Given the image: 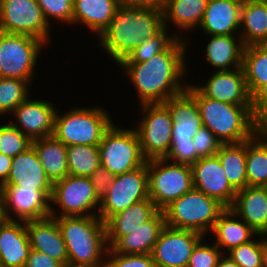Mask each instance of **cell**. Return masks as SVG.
Listing matches in <instances>:
<instances>
[{
	"label": "cell",
	"instance_id": "cell-1",
	"mask_svg": "<svg viewBox=\"0 0 267 267\" xmlns=\"http://www.w3.org/2000/svg\"><path fill=\"white\" fill-rule=\"evenodd\" d=\"M188 49L186 40L176 38L163 52L148 61L116 66L134 87L136 101H139L137 105L164 103L187 90L189 82L186 80H192L188 72L191 67L187 65L189 58H186L190 52Z\"/></svg>",
	"mask_w": 267,
	"mask_h": 267
},
{
	"label": "cell",
	"instance_id": "cell-2",
	"mask_svg": "<svg viewBox=\"0 0 267 267\" xmlns=\"http://www.w3.org/2000/svg\"><path fill=\"white\" fill-rule=\"evenodd\" d=\"M162 12L153 9L119 6L109 26L96 41L114 64H119L144 40L162 28Z\"/></svg>",
	"mask_w": 267,
	"mask_h": 267
},
{
	"label": "cell",
	"instance_id": "cell-3",
	"mask_svg": "<svg viewBox=\"0 0 267 267\" xmlns=\"http://www.w3.org/2000/svg\"><path fill=\"white\" fill-rule=\"evenodd\" d=\"M68 253V267H105L106 225L98 216L53 217Z\"/></svg>",
	"mask_w": 267,
	"mask_h": 267
},
{
	"label": "cell",
	"instance_id": "cell-4",
	"mask_svg": "<svg viewBox=\"0 0 267 267\" xmlns=\"http://www.w3.org/2000/svg\"><path fill=\"white\" fill-rule=\"evenodd\" d=\"M187 92L196 100L202 125L207 127L221 144L241 143L259 130L251 105L227 104L203 96L188 80Z\"/></svg>",
	"mask_w": 267,
	"mask_h": 267
},
{
	"label": "cell",
	"instance_id": "cell-5",
	"mask_svg": "<svg viewBox=\"0 0 267 267\" xmlns=\"http://www.w3.org/2000/svg\"><path fill=\"white\" fill-rule=\"evenodd\" d=\"M105 106H70L69 110L59 111L55 115L53 136L65 146H98L105 131L112 125L111 111ZM64 112V113H63Z\"/></svg>",
	"mask_w": 267,
	"mask_h": 267
},
{
	"label": "cell",
	"instance_id": "cell-6",
	"mask_svg": "<svg viewBox=\"0 0 267 267\" xmlns=\"http://www.w3.org/2000/svg\"><path fill=\"white\" fill-rule=\"evenodd\" d=\"M226 208L196 188H192L164 210L167 226L191 230L209 237L218 216Z\"/></svg>",
	"mask_w": 267,
	"mask_h": 267
},
{
	"label": "cell",
	"instance_id": "cell-7",
	"mask_svg": "<svg viewBox=\"0 0 267 267\" xmlns=\"http://www.w3.org/2000/svg\"><path fill=\"white\" fill-rule=\"evenodd\" d=\"M46 49L48 46L36 37L1 32L0 78H16L34 83V80H38L35 76L36 67H40L37 62H40L43 50Z\"/></svg>",
	"mask_w": 267,
	"mask_h": 267
},
{
	"label": "cell",
	"instance_id": "cell-8",
	"mask_svg": "<svg viewBox=\"0 0 267 267\" xmlns=\"http://www.w3.org/2000/svg\"><path fill=\"white\" fill-rule=\"evenodd\" d=\"M115 121L105 131L98 149L101 165L116 176L141 167L147 160L134 127H123Z\"/></svg>",
	"mask_w": 267,
	"mask_h": 267
},
{
	"label": "cell",
	"instance_id": "cell-9",
	"mask_svg": "<svg viewBox=\"0 0 267 267\" xmlns=\"http://www.w3.org/2000/svg\"><path fill=\"white\" fill-rule=\"evenodd\" d=\"M149 198L159 211L193 188L191 166L165 158L147 160Z\"/></svg>",
	"mask_w": 267,
	"mask_h": 267
},
{
	"label": "cell",
	"instance_id": "cell-10",
	"mask_svg": "<svg viewBox=\"0 0 267 267\" xmlns=\"http://www.w3.org/2000/svg\"><path fill=\"white\" fill-rule=\"evenodd\" d=\"M100 202L89 177L67 175L53 183L50 217L98 216Z\"/></svg>",
	"mask_w": 267,
	"mask_h": 267
},
{
	"label": "cell",
	"instance_id": "cell-11",
	"mask_svg": "<svg viewBox=\"0 0 267 267\" xmlns=\"http://www.w3.org/2000/svg\"><path fill=\"white\" fill-rule=\"evenodd\" d=\"M138 110L140 120L136 130L143 157L146 160L165 158L172 141L173 121L168 108L163 103L142 104Z\"/></svg>",
	"mask_w": 267,
	"mask_h": 267
},
{
	"label": "cell",
	"instance_id": "cell-12",
	"mask_svg": "<svg viewBox=\"0 0 267 267\" xmlns=\"http://www.w3.org/2000/svg\"><path fill=\"white\" fill-rule=\"evenodd\" d=\"M0 27L2 32L30 35L50 47L53 44L51 32L54 29L37 0H0Z\"/></svg>",
	"mask_w": 267,
	"mask_h": 267
},
{
	"label": "cell",
	"instance_id": "cell-13",
	"mask_svg": "<svg viewBox=\"0 0 267 267\" xmlns=\"http://www.w3.org/2000/svg\"><path fill=\"white\" fill-rule=\"evenodd\" d=\"M149 197L147 161L141 167L116 175L101 199L98 217L106 223L112 216Z\"/></svg>",
	"mask_w": 267,
	"mask_h": 267
},
{
	"label": "cell",
	"instance_id": "cell-14",
	"mask_svg": "<svg viewBox=\"0 0 267 267\" xmlns=\"http://www.w3.org/2000/svg\"><path fill=\"white\" fill-rule=\"evenodd\" d=\"M32 96L34 95L31 94L9 115V122L31 141L53 135L58 109L57 104L50 98L46 100Z\"/></svg>",
	"mask_w": 267,
	"mask_h": 267
},
{
	"label": "cell",
	"instance_id": "cell-15",
	"mask_svg": "<svg viewBox=\"0 0 267 267\" xmlns=\"http://www.w3.org/2000/svg\"><path fill=\"white\" fill-rule=\"evenodd\" d=\"M7 220L33 221L50 217V198L37 188L3 184L0 187Z\"/></svg>",
	"mask_w": 267,
	"mask_h": 267
},
{
	"label": "cell",
	"instance_id": "cell-16",
	"mask_svg": "<svg viewBox=\"0 0 267 267\" xmlns=\"http://www.w3.org/2000/svg\"><path fill=\"white\" fill-rule=\"evenodd\" d=\"M204 237L191 230L166 225L151 253L156 267H187L193 249Z\"/></svg>",
	"mask_w": 267,
	"mask_h": 267
},
{
	"label": "cell",
	"instance_id": "cell-17",
	"mask_svg": "<svg viewBox=\"0 0 267 267\" xmlns=\"http://www.w3.org/2000/svg\"><path fill=\"white\" fill-rule=\"evenodd\" d=\"M205 82L191 84L205 97L227 104L251 105V95L241 68L212 71Z\"/></svg>",
	"mask_w": 267,
	"mask_h": 267
},
{
	"label": "cell",
	"instance_id": "cell-18",
	"mask_svg": "<svg viewBox=\"0 0 267 267\" xmlns=\"http://www.w3.org/2000/svg\"><path fill=\"white\" fill-rule=\"evenodd\" d=\"M191 169L193 187L230 208L237 191L229 183L218 156L200 158Z\"/></svg>",
	"mask_w": 267,
	"mask_h": 267
},
{
	"label": "cell",
	"instance_id": "cell-19",
	"mask_svg": "<svg viewBox=\"0 0 267 267\" xmlns=\"http://www.w3.org/2000/svg\"><path fill=\"white\" fill-rule=\"evenodd\" d=\"M207 3L208 0H167L166 2L162 12L163 24L170 29L176 38L186 40L188 42V48H192L191 44H193L188 35L195 33L192 31H197Z\"/></svg>",
	"mask_w": 267,
	"mask_h": 267
},
{
	"label": "cell",
	"instance_id": "cell-20",
	"mask_svg": "<svg viewBox=\"0 0 267 267\" xmlns=\"http://www.w3.org/2000/svg\"><path fill=\"white\" fill-rule=\"evenodd\" d=\"M241 0H208L199 25L203 35H239Z\"/></svg>",
	"mask_w": 267,
	"mask_h": 267
},
{
	"label": "cell",
	"instance_id": "cell-21",
	"mask_svg": "<svg viewBox=\"0 0 267 267\" xmlns=\"http://www.w3.org/2000/svg\"><path fill=\"white\" fill-rule=\"evenodd\" d=\"M31 249L45 253L68 267V253L57 221L53 217L26 222Z\"/></svg>",
	"mask_w": 267,
	"mask_h": 267
},
{
	"label": "cell",
	"instance_id": "cell-22",
	"mask_svg": "<svg viewBox=\"0 0 267 267\" xmlns=\"http://www.w3.org/2000/svg\"><path fill=\"white\" fill-rule=\"evenodd\" d=\"M206 37L203 55L213 71L233 70L242 67L245 45L240 35H204ZM209 37V38H208Z\"/></svg>",
	"mask_w": 267,
	"mask_h": 267
},
{
	"label": "cell",
	"instance_id": "cell-23",
	"mask_svg": "<svg viewBox=\"0 0 267 267\" xmlns=\"http://www.w3.org/2000/svg\"><path fill=\"white\" fill-rule=\"evenodd\" d=\"M4 184L37 188L42 190L50 199L52 196L53 183L47 177L32 146L12 159L8 179Z\"/></svg>",
	"mask_w": 267,
	"mask_h": 267
},
{
	"label": "cell",
	"instance_id": "cell-24",
	"mask_svg": "<svg viewBox=\"0 0 267 267\" xmlns=\"http://www.w3.org/2000/svg\"><path fill=\"white\" fill-rule=\"evenodd\" d=\"M230 209L262 235L267 230V187L247 186L238 190Z\"/></svg>",
	"mask_w": 267,
	"mask_h": 267
},
{
	"label": "cell",
	"instance_id": "cell-25",
	"mask_svg": "<svg viewBox=\"0 0 267 267\" xmlns=\"http://www.w3.org/2000/svg\"><path fill=\"white\" fill-rule=\"evenodd\" d=\"M163 104L172 117V140H192L203 126L196 100L185 91L169 98Z\"/></svg>",
	"mask_w": 267,
	"mask_h": 267
},
{
	"label": "cell",
	"instance_id": "cell-26",
	"mask_svg": "<svg viewBox=\"0 0 267 267\" xmlns=\"http://www.w3.org/2000/svg\"><path fill=\"white\" fill-rule=\"evenodd\" d=\"M30 250L26 222L6 220L0 224V266L24 267Z\"/></svg>",
	"mask_w": 267,
	"mask_h": 267
},
{
	"label": "cell",
	"instance_id": "cell-27",
	"mask_svg": "<svg viewBox=\"0 0 267 267\" xmlns=\"http://www.w3.org/2000/svg\"><path fill=\"white\" fill-rule=\"evenodd\" d=\"M118 8L117 0H74L73 26H84L96 40L109 26Z\"/></svg>",
	"mask_w": 267,
	"mask_h": 267
},
{
	"label": "cell",
	"instance_id": "cell-28",
	"mask_svg": "<svg viewBox=\"0 0 267 267\" xmlns=\"http://www.w3.org/2000/svg\"><path fill=\"white\" fill-rule=\"evenodd\" d=\"M166 226L163 211L141 224L130 234L121 236L110 249L119 254H151L162 230Z\"/></svg>",
	"mask_w": 267,
	"mask_h": 267
},
{
	"label": "cell",
	"instance_id": "cell-29",
	"mask_svg": "<svg viewBox=\"0 0 267 267\" xmlns=\"http://www.w3.org/2000/svg\"><path fill=\"white\" fill-rule=\"evenodd\" d=\"M213 234V236L211 235ZM258 234L230 208H226L219 216L209 236L226 254L232 248L253 240Z\"/></svg>",
	"mask_w": 267,
	"mask_h": 267
},
{
	"label": "cell",
	"instance_id": "cell-30",
	"mask_svg": "<svg viewBox=\"0 0 267 267\" xmlns=\"http://www.w3.org/2000/svg\"><path fill=\"white\" fill-rule=\"evenodd\" d=\"M158 211L155 203L148 197L112 216L105 223L108 248L121 236L130 234V231L150 220Z\"/></svg>",
	"mask_w": 267,
	"mask_h": 267
},
{
	"label": "cell",
	"instance_id": "cell-31",
	"mask_svg": "<svg viewBox=\"0 0 267 267\" xmlns=\"http://www.w3.org/2000/svg\"><path fill=\"white\" fill-rule=\"evenodd\" d=\"M31 146L37 153L44 171L52 183L69 175L67 165V146L53 135L33 140Z\"/></svg>",
	"mask_w": 267,
	"mask_h": 267
},
{
	"label": "cell",
	"instance_id": "cell-32",
	"mask_svg": "<svg viewBox=\"0 0 267 267\" xmlns=\"http://www.w3.org/2000/svg\"><path fill=\"white\" fill-rule=\"evenodd\" d=\"M239 35L245 46L261 44L267 37V1H244Z\"/></svg>",
	"mask_w": 267,
	"mask_h": 267
},
{
	"label": "cell",
	"instance_id": "cell-33",
	"mask_svg": "<svg viewBox=\"0 0 267 267\" xmlns=\"http://www.w3.org/2000/svg\"><path fill=\"white\" fill-rule=\"evenodd\" d=\"M248 186H267V129H260L246 141Z\"/></svg>",
	"mask_w": 267,
	"mask_h": 267
},
{
	"label": "cell",
	"instance_id": "cell-34",
	"mask_svg": "<svg viewBox=\"0 0 267 267\" xmlns=\"http://www.w3.org/2000/svg\"><path fill=\"white\" fill-rule=\"evenodd\" d=\"M225 170L226 177L236 190L248 186L246 175V141L221 144L216 154Z\"/></svg>",
	"mask_w": 267,
	"mask_h": 267
},
{
	"label": "cell",
	"instance_id": "cell-35",
	"mask_svg": "<svg viewBox=\"0 0 267 267\" xmlns=\"http://www.w3.org/2000/svg\"><path fill=\"white\" fill-rule=\"evenodd\" d=\"M242 70L252 97L267 83V49L260 44L245 46Z\"/></svg>",
	"mask_w": 267,
	"mask_h": 267
},
{
	"label": "cell",
	"instance_id": "cell-36",
	"mask_svg": "<svg viewBox=\"0 0 267 267\" xmlns=\"http://www.w3.org/2000/svg\"><path fill=\"white\" fill-rule=\"evenodd\" d=\"M67 165L69 175L90 177L101 165L98 146L72 145L67 148Z\"/></svg>",
	"mask_w": 267,
	"mask_h": 267
},
{
	"label": "cell",
	"instance_id": "cell-37",
	"mask_svg": "<svg viewBox=\"0 0 267 267\" xmlns=\"http://www.w3.org/2000/svg\"><path fill=\"white\" fill-rule=\"evenodd\" d=\"M30 86L35 87V84L16 78H0V119L7 118L5 116L32 94Z\"/></svg>",
	"mask_w": 267,
	"mask_h": 267
},
{
	"label": "cell",
	"instance_id": "cell-38",
	"mask_svg": "<svg viewBox=\"0 0 267 267\" xmlns=\"http://www.w3.org/2000/svg\"><path fill=\"white\" fill-rule=\"evenodd\" d=\"M176 36L167 27H163L156 35L144 40L120 63H142L150 60L154 55L163 52Z\"/></svg>",
	"mask_w": 267,
	"mask_h": 267
},
{
	"label": "cell",
	"instance_id": "cell-39",
	"mask_svg": "<svg viewBox=\"0 0 267 267\" xmlns=\"http://www.w3.org/2000/svg\"><path fill=\"white\" fill-rule=\"evenodd\" d=\"M7 121L0 124V153L14 158L31 147L32 141Z\"/></svg>",
	"mask_w": 267,
	"mask_h": 267
},
{
	"label": "cell",
	"instance_id": "cell-40",
	"mask_svg": "<svg viewBox=\"0 0 267 267\" xmlns=\"http://www.w3.org/2000/svg\"><path fill=\"white\" fill-rule=\"evenodd\" d=\"M73 2L74 0H37L45 19L53 28L55 21L59 25L73 27ZM65 24V25H64Z\"/></svg>",
	"mask_w": 267,
	"mask_h": 267
},
{
	"label": "cell",
	"instance_id": "cell-41",
	"mask_svg": "<svg viewBox=\"0 0 267 267\" xmlns=\"http://www.w3.org/2000/svg\"><path fill=\"white\" fill-rule=\"evenodd\" d=\"M240 267H262V235L226 253Z\"/></svg>",
	"mask_w": 267,
	"mask_h": 267
},
{
	"label": "cell",
	"instance_id": "cell-42",
	"mask_svg": "<svg viewBox=\"0 0 267 267\" xmlns=\"http://www.w3.org/2000/svg\"><path fill=\"white\" fill-rule=\"evenodd\" d=\"M206 240L207 238L204 237L193 249L187 267H216L218 265L224 253L213 241L211 242V239Z\"/></svg>",
	"mask_w": 267,
	"mask_h": 267
},
{
	"label": "cell",
	"instance_id": "cell-43",
	"mask_svg": "<svg viewBox=\"0 0 267 267\" xmlns=\"http://www.w3.org/2000/svg\"><path fill=\"white\" fill-rule=\"evenodd\" d=\"M105 267H156L151 254H119L108 248Z\"/></svg>",
	"mask_w": 267,
	"mask_h": 267
},
{
	"label": "cell",
	"instance_id": "cell-44",
	"mask_svg": "<svg viewBox=\"0 0 267 267\" xmlns=\"http://www.w3.org/2000/svg\"><path fill=\"white\" fill-rule=\"evenodd\" d=\"M165 159L174 163L192 166L200 157L195 152L192 140H172Z\"/></svg>",
	"mask_w": 267,
	"mask_h": 267
},
{
	"label": "cell",
	"instance_id": "cell-45",
	"mask_svg": "<svg viewBox=\"0 0 267 267\" xmlns=\"http://www.w3.org/2000/svg\"><path fill=\"white\" fill-rule=\"evenodd\" d=\"M195 152L200 158L216 155L221 145L215 135L205 126H202L193 137Z\"/></svg>",
	"mask_w": 267,
	"mask_h": 267
},
{
	"label": "cell",
	"instance_id": "cell-46",
	"mask_svg": "<svg viewBox=\"0 0 267 267\" xmlns=\"http://www.w3.org/2000/svg\"><path fill=\"white\" fill-rule=\"evenodd\" d=\"M251 108L258 127L267 129V83L251 97Z\"/></svg>",
	"mask_w": 267,
	"mask_h": 267
},
{
	"label": "cell",
	"instance_id": "cell-47",
	"mask_svg": "<svg viewBox=\"0 0 267 267\" xmlns=\"http://www.w3.org/2000/svg\"><path fill=\"white\" fill-rule=\"evenodd\" d=\"M89 178L97 197L101 200L106 195L115 175L100 165L92 172Z\"/></svg>",
	"mask_w": 267,
	"mask_h": 267
},
{
	"label": "cell",
	"instance_id": "cell-48",
	"mask_svg": "<svg viewBox=\"0 0 267 267\" xmlns=\"http://www.w3.org/2000/svg\"><path fill=\"white\" fill-rule=\"evenodd\" d=\"M24 267H64L49 255L31 249Z\"/></svg>",
	"mask_w": 267,
	"mask_h": 267
},
{
	"label": "cell",
	"instance_id": "cell-49",
	"mask_svg": "<svg viewBox=\"0 0 267 267\" xmlns=\"http://www.w3.org/2000/svg\"><path fill=\"white\" fill-rule=\"evenodd\" d=\"M119 6L153 9L163 12L167 0H117Z\"/></svg>",
	"mask_w": 267,
	"mask_h": 267
},
{
	"label": "cell",
	"instance_id": "cell-50",
	"mask_svg": "<svg viewBox=\"0 0 267 267\" xmlns=\"http://www.w3.org/2000/svg\"><path fill=\"white\" fill-rule=\"evenodd\" d=\"M12 157L0 153V187L7 181L12 166Z\"/></svg>",
	"mask_w": 267,
	"mask_h": 267
},
{
	"label": "cell",
	"instance_id": "cell-51",
	"mask_svg": "<svg viewBox=\"0 0 267 267\" xmlns=\"http://www.w3.org/2000/svg\"><path fill=\"white\" fill-rule=\"evenodd\" d=\"M216 267H240L227 254H223Z\"/></svg>",
	"mask_w": 267,
	"mask_h": 267
},
{
	"label": "cell",
	"instance_id": "cell-52",
	"mask_svg": "<svg viewBox=\"0 0 267 267\" xmlns=\"http://www.w3.org/2000/svg\"><path fill=\"white\" fill-rule=\"evenodd\" d=\"M262 267H267V241L262 236Z\"/></svg>",
	"mask_w": 267,
	"mask_h": 267
},
{
	"label": "cell",
	"instance_id": "cell-53",
	"mask_svg": "<svg viewBox=\"0 0 267 267\" xmlns=\"http://www.w3.org/2000/svg\"><path fill=\"white\" fill-rule=\"evenodd\" d=\"M7 218L4 213V199L2 196V192L0 190V224H2L4 221H6Z\"/></svg>",
	"mask_w": 267,
	"mask_h": 267
},
{
	"label": "cell",
	"instance_id": "cell-54",
	"mask_svg": "<svg viewBox=\"0 0 267 267\" xmlns=\"http://www.w3.org/2000/svg\"><path fill=\"white\" fill-rule=\"evenodd\" d=\"M260 45L267 49V37L261 42Z\"/></svg>",
	"mask_w": 267,
	"mask_h": 267
},
{
	"label": "cell",
	"instance_id": "cell-55",
	"mask_svg": "<svg viewBox=\"0 0 267 267\" xmlns=\"http://www.w3.org/2000/svg\"><path fill=\"white\" fill-rule=\"evenodd\" d=\"M263 239L267 241V230L262 234Z\"/></svg>",
	"mask_w": 267,
	"mask_h": 267
},
{
	"label": "cell",
	"instance_id": "cell-56",
	"mask_svg": "<svg viewBox=\"0 0 267 267\" xmlns=\"http://www.w3.org/2000/svg\"><path fill=\"white\" fill-rule=\"evenodd\" d=\"M244 1H267V0H244Z\"/></svg>",
	"mask_w": 267,
	"mask_h": 267
}]
</instances>
